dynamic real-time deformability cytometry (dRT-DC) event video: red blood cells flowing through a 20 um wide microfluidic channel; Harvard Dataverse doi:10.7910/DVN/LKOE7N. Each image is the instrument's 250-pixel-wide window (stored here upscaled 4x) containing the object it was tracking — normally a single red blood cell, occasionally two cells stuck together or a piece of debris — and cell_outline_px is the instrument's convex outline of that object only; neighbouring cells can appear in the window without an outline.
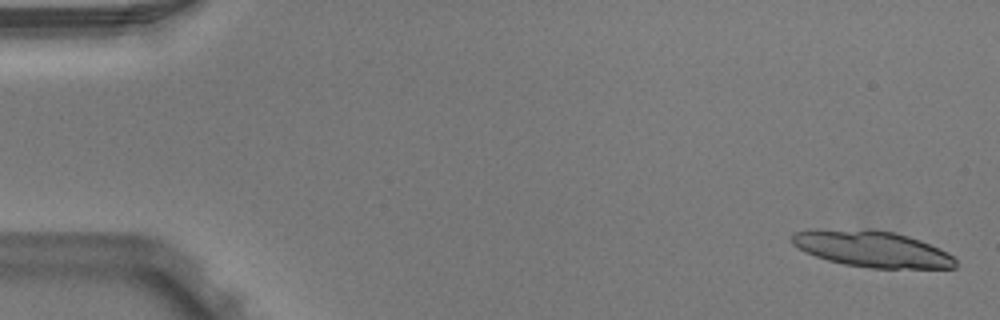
{"species": "Egyptian fruit bat (a non-hibernating species)", "species_latin": "Rousettus aegyptiacus", "temperature_condition": "warm", "stored_images_in_passage": 6, "camera_frame_rate_fps": 3000, "um_per_image_px": 0.085, "animal": {"sex": "male"}, "frame": {"image": 1, "passage_image": 1, "time_ms": 0.0, "image_size_px": [1000, 320], "cell_outline_px": [[956, 268], [868, 268], [844, 264], [828, 260], [804, 252], [792, 244], [792, 236], [796, 232], [872, 228], [892, 232], [908, 236], [920, 240], [948, 252], [956, 260]], "centroid_in_image_um": [74.18, 21.17], "position_along_channel_um": 10.8, "area_um2": 34.16}}